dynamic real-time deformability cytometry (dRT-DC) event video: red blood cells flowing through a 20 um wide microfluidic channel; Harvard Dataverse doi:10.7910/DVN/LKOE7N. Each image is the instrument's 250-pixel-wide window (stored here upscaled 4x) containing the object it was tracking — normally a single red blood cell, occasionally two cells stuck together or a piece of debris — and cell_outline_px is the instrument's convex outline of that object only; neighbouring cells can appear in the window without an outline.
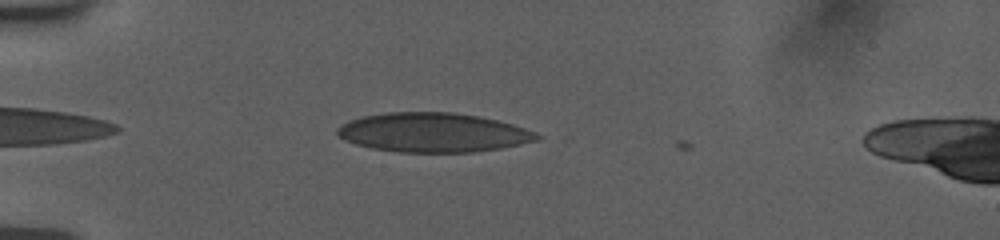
{"species": "human", "species_latin": "Homo sapiens", "temperature_condition": "room temperature", "stored_images_in_passage": 15, "camera_frame_rate_fps": 3000, "um_per_image_px": 0.085, "donor": {"sex": "female"}, "frame": {"image": 1, "passage_image": 7, "time_ms": 1.0, "image_size_px": [1000, 240], "cell_outline_px": [[544, 136], [536, 140], [520, 144], [500, 148], [472, 152], [400, 152], [372, 148], [356, 144], [344, 140], [336, 132], [336, 128], [340, 124], [364, 116], [388, 112], [452, 112], [476, 116], [496, 120], [512, 124], [536, 132]], "centroid_in_image_um": [36.81, 11.26], "position_along_channel_um": 48.2, "area_um2": 45.43}}